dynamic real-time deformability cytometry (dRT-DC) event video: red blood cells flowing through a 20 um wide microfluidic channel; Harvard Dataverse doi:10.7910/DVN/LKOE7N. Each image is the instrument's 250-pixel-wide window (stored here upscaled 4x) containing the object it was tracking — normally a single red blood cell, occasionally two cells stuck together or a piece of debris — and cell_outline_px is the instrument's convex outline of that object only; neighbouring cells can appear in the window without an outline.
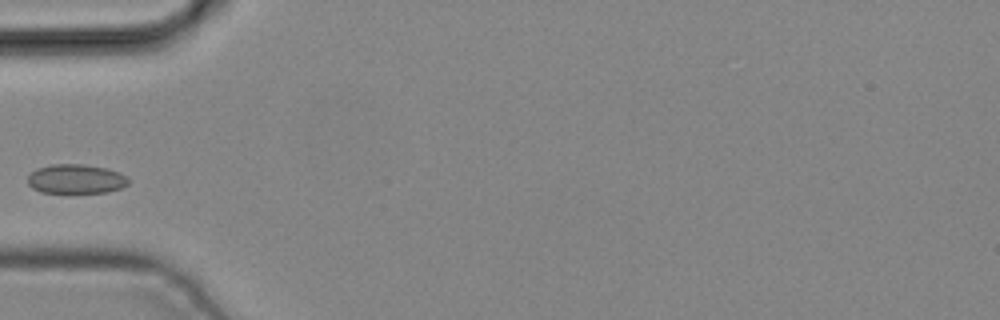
{"species": "common noctule bat (a hibernating species)", "species_latin": "Nyctalus noctula", "temperature_condition": "cold", "stored_images_in_passage": 3, "camera_frame_rate_fps": 3000, "um_per_image_px": 0.085, "animal": {"sex": "male", "body_mass_g": 19.2, "forearm_length_mm": 51.8}, "frame": {"image": 1, "passage_image": 3, "time_ms": 0.667, "image_size_px": [1000, 320], "cell_outline_px": [[128, 184], [120, 188], [108, 192], [40, 192], [32, 188], [28, 184], [28, 176], [36, 168], [52, 164], [84, 164], [104, 168], [120, 172], [128, 180]], "centroid_in_image_um": [6.42, 15.2], "position_along_channel_um": 78.6, "area_um2": 17.05}}